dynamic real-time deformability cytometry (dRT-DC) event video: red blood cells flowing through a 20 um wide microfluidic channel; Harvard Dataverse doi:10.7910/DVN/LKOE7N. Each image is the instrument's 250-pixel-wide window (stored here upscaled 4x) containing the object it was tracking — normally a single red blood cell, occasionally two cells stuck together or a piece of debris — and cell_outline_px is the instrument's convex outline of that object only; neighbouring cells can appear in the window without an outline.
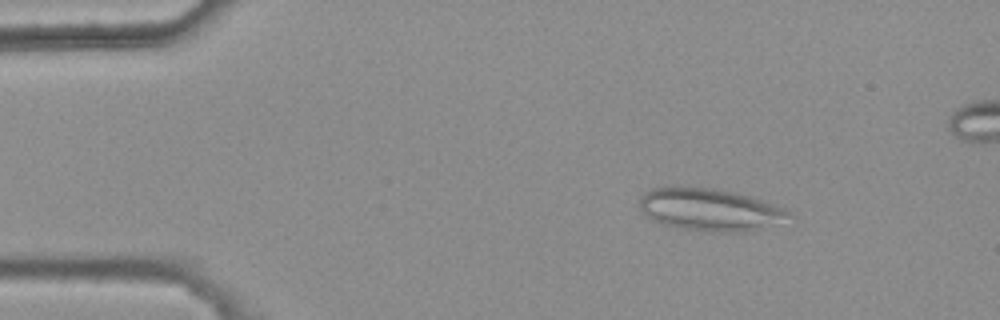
{"species": "common noctule bat (a hibernating species)", "species_latin": "Nyctalus noctula", "temperature_condition": "warm", "stored_images_in_passage": 46, "camera_frame_rate_fps": 3000, "um_per_image_px": 0.085, "animal": {"sex": "female", "body_mass_g": 25.1}, "frame": {"image": 1, "passage_image": 8, "time_ms": 2.333, "image_size_px": [1000, 320], "cell_outline_px": [[788, 212], [756, 228], [744, 232], [708, 232], [660, 224], [652, 220], [640, 208], [640, 196], [644, 192], [652, 188], [712, 188], [748, 196], [776, 204], [784, 208]], "centroid_in_image_um": [60.15, 17.81], "position_along_channel_um": 24.8, "area_um2": 35.14}}
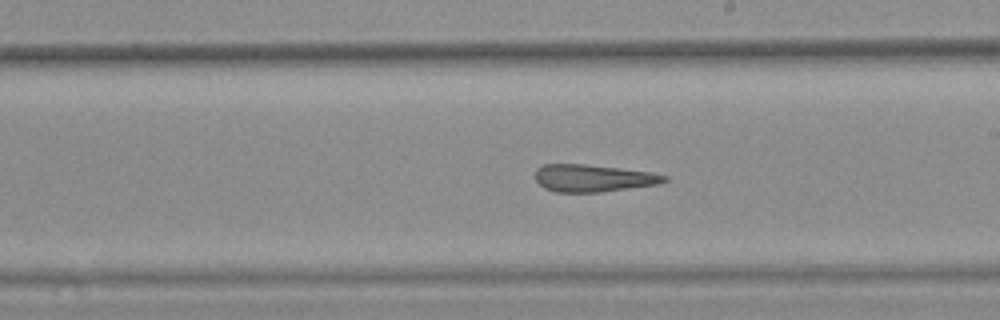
{"frame": {"image": 2, "passage_image": 31, "time_ms": 10.0, "image_size_px": [1000, 320], "cell_outline_px": [[668, 180], [660, 184], [600, 192], [556, 192], [544, 188], [536, 180], [536, 168], [544, 164], [584, 164], [620, 168], [652, 172], [668, 176]], "centroid_in_image_um": [50.44, 15.14], "position_along_channel_um": 238.6, "area_um2": 20.58}}
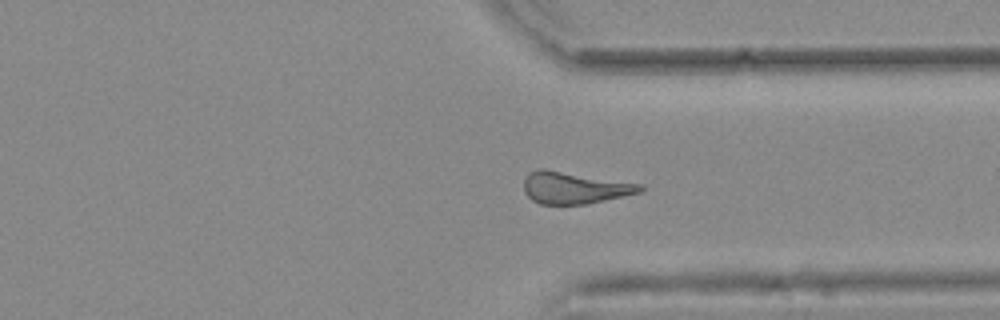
{"frame": {"image": 3, "passage_image": 41, "time_ms": 13.333, "image_size_px": [1000, 320], "cell_outline_px": [[644, 188], [640, 192], [604, 200], [584, 204], [540, 204], [532, 200], [524, 192], [524, 180], [528, 172], [536, 168], [544, 168], [644, 184]], "centroid_in_image_um": [48.8, 15.94], "position_along_channel_um": 362.6, "area_um2": 21.73}, "authors_computed_cell_mechanics": {"area_um2": 22.0507, "velocity_mm_per_s": 3.7026, "shape_relaxation_time_tau1_ms": null, "shape_relaxation_time_tau2_ms": 3.5366, "deformation_change_tau1": null, "deformation_change_tau2": 0.1672}}